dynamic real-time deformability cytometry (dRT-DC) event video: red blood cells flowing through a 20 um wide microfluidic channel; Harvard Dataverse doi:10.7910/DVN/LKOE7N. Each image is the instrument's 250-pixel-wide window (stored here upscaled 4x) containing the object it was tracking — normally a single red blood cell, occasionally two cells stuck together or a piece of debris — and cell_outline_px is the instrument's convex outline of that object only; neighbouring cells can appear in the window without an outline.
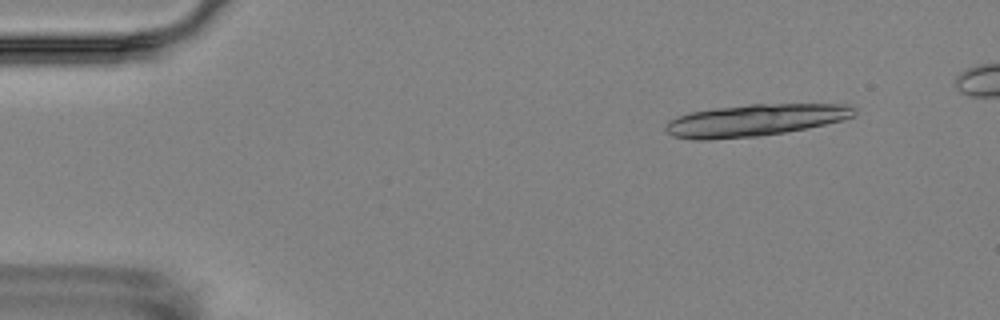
{"species": "Egyptian fruit bat (a non-hibernating species)", "species_latin": "Rousettus aegyptiacus", "temperature_condition": "room temperature", "stored_images_in_passage": 5, "camera_frame_rate_fps": 3000, "um_per_image_px": 0.085, "animal": {"sex": "female"}, "frame": {"image": 1, "passage_image": 1, "time_ms": 0.0, "image_size_px": [1000, 320], "cell_outline_px": [[856, 116], [844, 120], [784, 132], [756, 136], [708, 140], [696, 140], [672, 136], [664, 128], [668, 120], [676, 116], [692, 112], [716, 108], [748, 104], [852, 104], [856, 108]], "centroid_in_image_um": [64.19, 10.21], "position_along_channel_um": 20.8, "area_um2": 35.14}}